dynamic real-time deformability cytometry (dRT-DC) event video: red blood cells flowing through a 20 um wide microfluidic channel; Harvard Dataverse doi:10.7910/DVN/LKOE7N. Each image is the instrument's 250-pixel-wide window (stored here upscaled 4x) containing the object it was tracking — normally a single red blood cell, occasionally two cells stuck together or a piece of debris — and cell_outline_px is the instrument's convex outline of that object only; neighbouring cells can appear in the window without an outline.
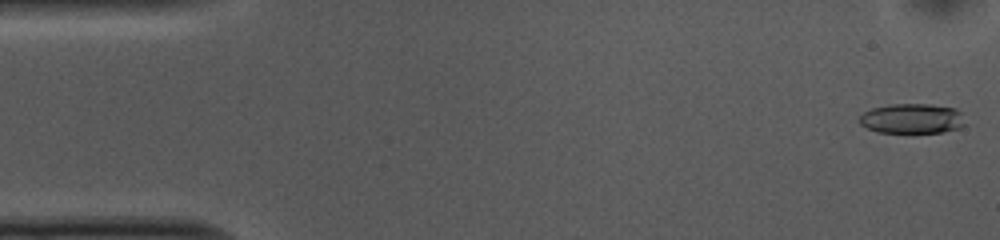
{"species": "common noctule bat (a hibernating species)", "species_latin": "Nyctalus noctula", "temperature_condition": "cold", "stored_images_in_passage": 52, "camera_frame_rate_fps": 3000, "um_per_image_px": 0.085, "animal": {"sex": "female", "body_mass_g": 10.0, "forearm_length_mm": 53.1}, "frame": {"image": 1, "passage_image": 1, "time_ms": 0.0, "image_size_px": [1000, 240], "cell_outline_px": [[968, 124], [960, 128], [944, 132], [876, 132], [860, 124], [860, 116], [864, 112], [872, 108], [892, 104], [932, 104], [956, 108], [960, 112]], "centroid_in_image_um": [77.58, 10.07], "position_along_channel_um": 7.4, "area_um2": 18.55}}
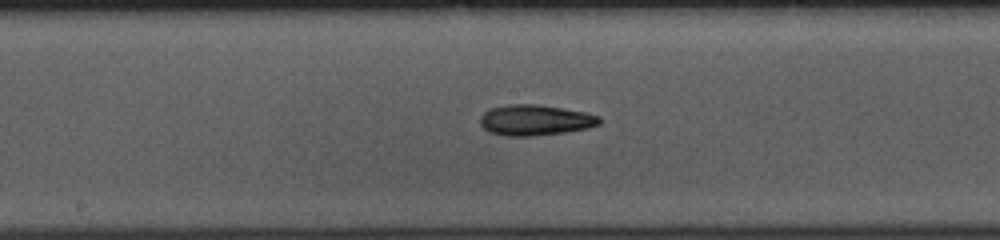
{"frame": {"image": 2, "passage_image": 26, "time_ms": 8.333, "image_size_px": [1000, 240], "cell_outline_px": [[600, 124], [588, 128], [564, 132], [532, 136], [504, 136], [488, 132], [480, 124], [480, 116], [484, 112], [492, 108], [508, 104], [536, 104], [564, 108], [584, 112], [600, 116]], "centroid_in_image_um": [45.47, 10.21], "position_along_channel_um": 202.7, "area_um2": 21.39}}
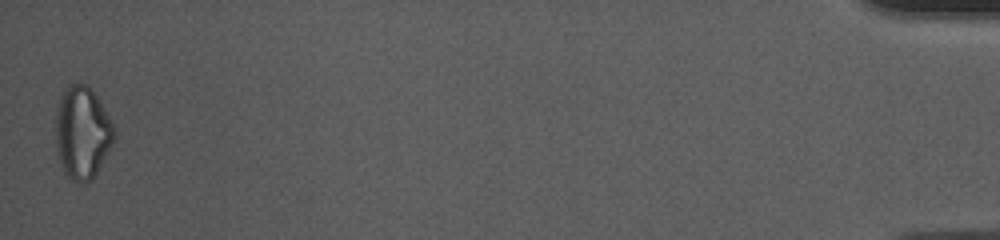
{"frame": {"image": 3, "passage_image": 52, "time_ms": 17.0, "image_size_px": [1000, 240], "cell_outline_px": [[116, 136], [108, 152], [92, 180], [80, 184], [72, 180], [64, 172], [60, 160], [56, 144], [56, 112], [60, 96], [64, 88], [68, 84], [88, 84], [96, 96], [116, 128]], "centroid_in_image_um": [7.0, 11.27], "position_along_channel_um": 428.2, "area_um2": 31.5}, "authors_computed_cell_mechanics": {"area_um2": 20.3456, "velocity_mm_per_s": 3.7353, "shape_relaxation_time_tau1_ms": 7.422, "shape_relaxation_time_tau2_ms": 5.871, "deformation_change_tau1": 0.1943, "deformation_change_tau2": 0.1685}}